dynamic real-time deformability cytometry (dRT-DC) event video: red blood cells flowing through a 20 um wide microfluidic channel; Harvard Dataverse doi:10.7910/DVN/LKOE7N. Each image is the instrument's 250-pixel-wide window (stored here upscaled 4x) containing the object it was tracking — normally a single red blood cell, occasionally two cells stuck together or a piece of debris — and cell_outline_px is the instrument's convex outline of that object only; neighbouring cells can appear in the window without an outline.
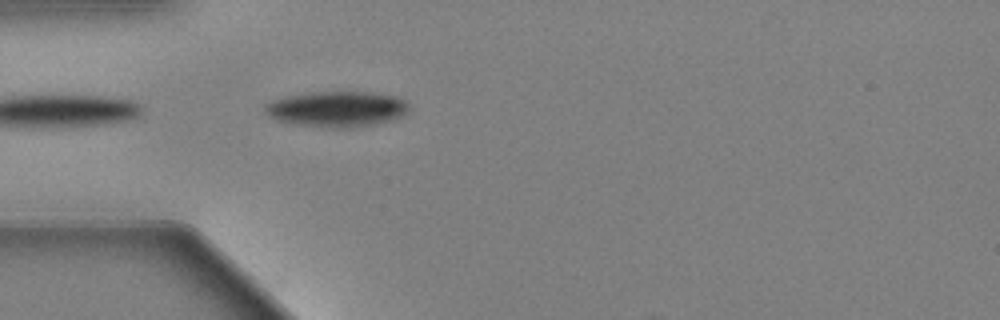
{"species": "Egyptian fruit bat (a non-hibernating species)", "species_latin": "Rousettus aegyptiacus", "temperature_condition": "warm", "stored_images_in_passage": 10, "camera_frame_rate_fps": 3000, "um_per_image_px": 0.085, "animal": {"sex": "female"}, "frame": {"image": 1, "passage_image": 1, "time_ms": 0.0, "image_size_px": [1000, 320], "cell_outline_px": [[408, 112], [392, 120], [372, 124], [344, 128], [304, 124], [280, 120], [272, 116], [264, 108], [264, 104], [272, 100], [284, 96], [312, 92], [368, 92], [396, 96], [404, 100], [408, 104]], "centroid_in_image_um": [28.67, 9.23], "position_along_channel_um": 56.3, "area_um2": 29.13}}
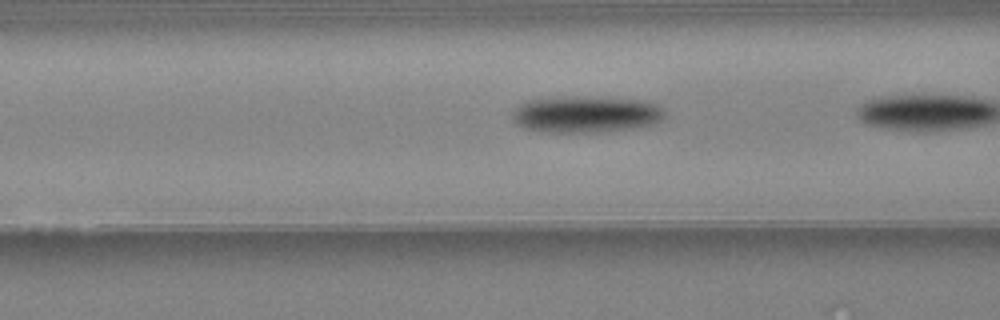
{"frame": {"image": 2, "passage_image": 4, "time_ms": 1.0, "image_size_px": [1000, 320], "cell_outline_px": [[664, 116], [660, 120], [652, 124], [632, 128], [592, 132], [548, 132], [524, 128], [516, 124], [512, 116], [512, 112], [520, 104], [528, 100], [640, 100], [656, 104], [664, 108]], "centroid_in_image_um": [49.8, 9.78], "position_along_channel_um": 116.8, "area_um2": 30.52}}